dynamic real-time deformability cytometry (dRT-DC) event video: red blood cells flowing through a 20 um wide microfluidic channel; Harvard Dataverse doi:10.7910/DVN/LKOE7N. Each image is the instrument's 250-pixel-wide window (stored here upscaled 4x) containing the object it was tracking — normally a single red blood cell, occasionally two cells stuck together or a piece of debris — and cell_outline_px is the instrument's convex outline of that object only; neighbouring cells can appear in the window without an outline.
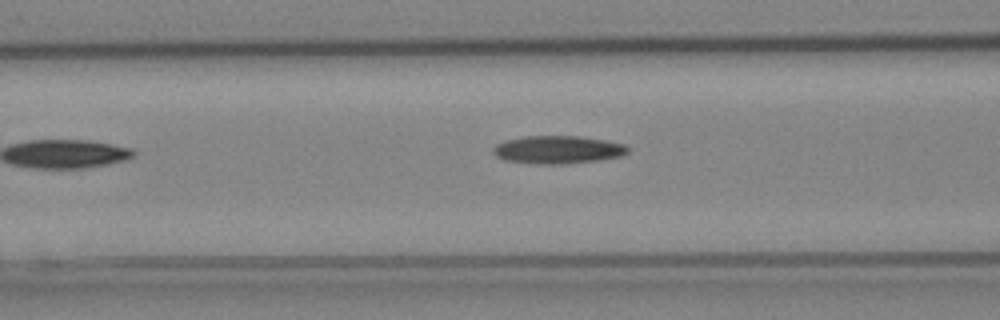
{"species": "Egyptian fruit bat (a non-hibernating species)", "species_latin": "Rousettus aegyptiacus", "temperature_condition": "cold", "stored_images_in_passage": 4, "camera_frame_rate_fps": 3000, "um_per_image_px": 0.085, "animal": {"sex": "female"}, "frame": {"image": 1, "passage_image": 3, "time_ms": 0.667, "image_size_px": [1000, 320], "cell_outline_px": [[628, 152], [620, 156], [596, 160], [560, 164], [540, 164], [504, 160], [496, 156], [492, 152], [492, 148], [496, 144], [504, 140], [524, 136], [580, 136], [604, 140], [624, 144], [628, 148]], "centroid_in_image_um": [47.35, 12.71], "position_along_channel_um": 119.2, "area_um2": 21.79}}
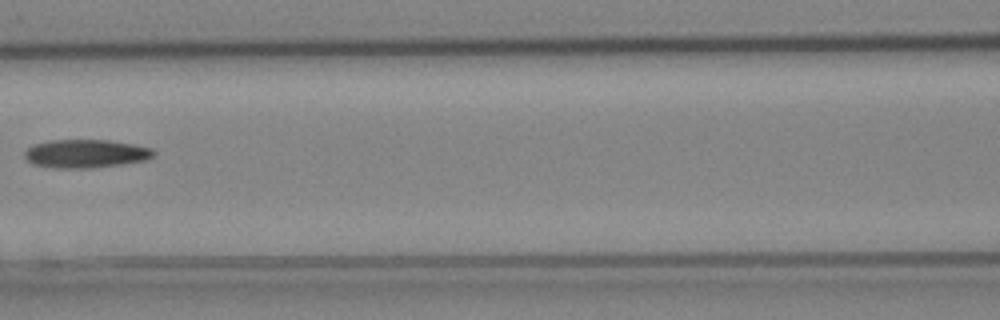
{"frame": {"image": 2, "passage_image": 4, "time_ms": 1.0, "image_size_px": [1000, 320], "cell_outline_px": [[156, 152], [148, 160], [120, 164], [88, 168], [52, 168], [32, 164], [24, 156], [24, 152], [28, 148], [36, 144], [52, 140], [108, 140], [132, 144], [152, 148]], "centroid_in_image_um": [7.29, 13.06], "position_along_channel_um": 159.3, "area_um2": 21.21}}